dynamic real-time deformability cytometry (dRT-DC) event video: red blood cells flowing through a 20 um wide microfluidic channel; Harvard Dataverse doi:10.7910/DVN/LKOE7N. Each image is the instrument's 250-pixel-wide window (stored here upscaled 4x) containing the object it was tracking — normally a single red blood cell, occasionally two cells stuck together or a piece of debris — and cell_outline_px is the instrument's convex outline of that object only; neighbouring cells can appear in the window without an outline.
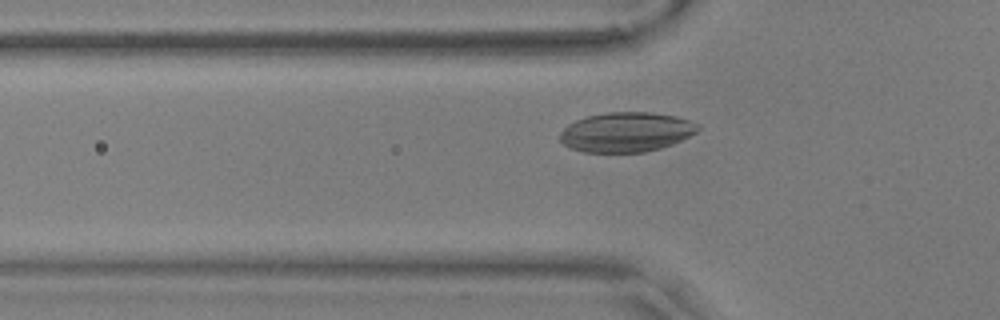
{"species": "common noctule bat (a hibernating species)", "species_latin": "Nyctalus noctula", "temperature_condition": "warm", "stored_images_in_passage": 51, "camera_frame_rate_fps": 3000, "um_per_image_px": 0.085, "animal": {"sex": "male", "body_mass_g": 17.9, "forearm_length_mm": 54.2}, "frame": {"image": 1, "passage_image": 17, "time_ms": 5.333, "image_size_px": [1000, 320], "cell_outline_px": [[700, 128], [696, 132], [672, 144], [660, 148], [644, 152], [584, 152], [572, 148], [564, 144], [560, 140], [560, 132], [568, 124], [576, 120], [588, 116], [608, 112], [652, 112], [676, 116], [700, 124]], "centroid_in_image_um": [53.23, 11.22], "position_along_channel_um": 72.6, "area_um2": 31.79}}
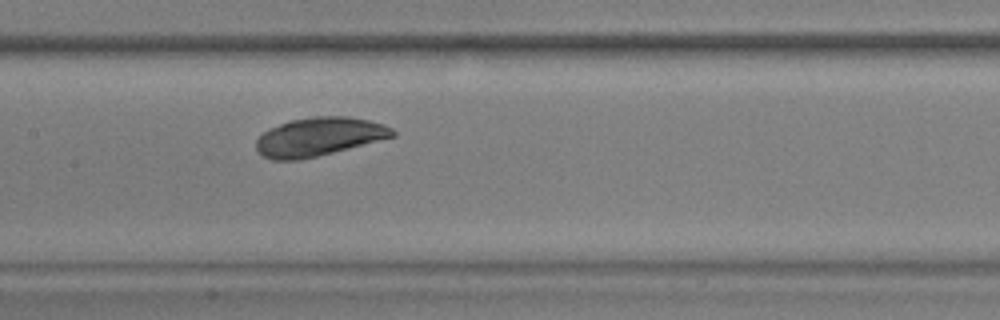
{"frame": {"image": 2, "passage_image": 26, "time_ms": 8.333, "image_size_px": [1000, 320], "cell_outline_px": [[396, 136], [300, 160], [272, 160], [264, 156], [256, 148], [256, 140], [268, 128], [292, 120], [316, 116], [348, 116], [368, 120], [384, 124], [392, 128], [396, 132]], "centroid_in_image_um": [27.12, 11.62], "position_along_channel_um": 180.3, "area_um2": 30.35}}
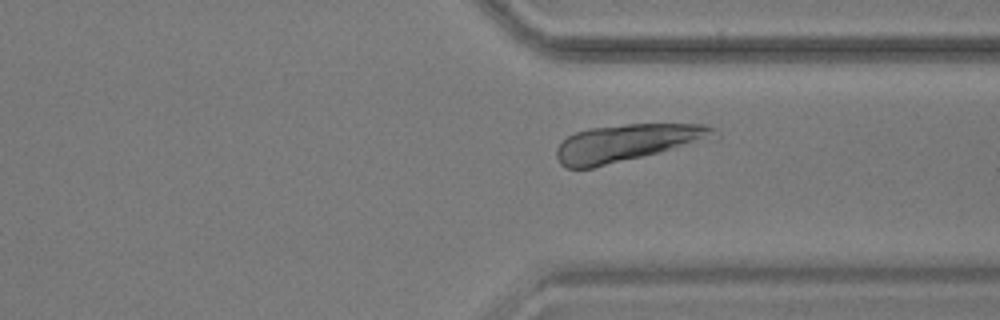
{"frame": {"image": 3, "passage_image": 41, "time_ms": 13.333, "image_size_px": [1000, 320], "cell_outline_px": [[720, 136], [592, 168], [564, 168], [560, 164], [556, 156], [556, 148], [568, 136], [576, 132], [588, 128], [628, 124], [708, 124], [716, 128]], "centroid_in_image_um": [53.27, 12.12], "position_along_channel_um": 358.1, "area_um2": 33.47}}